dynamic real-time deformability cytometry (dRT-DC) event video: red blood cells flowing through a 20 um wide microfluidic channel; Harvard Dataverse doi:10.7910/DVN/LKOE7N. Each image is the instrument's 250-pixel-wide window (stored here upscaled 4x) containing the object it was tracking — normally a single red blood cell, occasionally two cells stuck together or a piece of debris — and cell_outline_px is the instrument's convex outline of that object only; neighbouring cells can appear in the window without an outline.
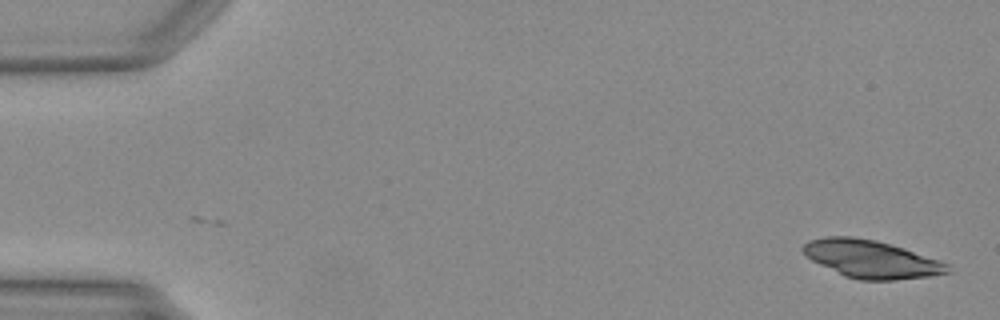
{"species": "Egyptian fruit bat (a non-hibernating species)", "species_latin": "Rousettus aegyptiacus", "temperature_condition": "warm", "stored_images_in_passage": 12, "camera_frame_rate_fps": 3000, "um_per_image_px": 0.085, "animal": {"sex": "female"}, "frame": {"image": 1, "passage_image": 1, "time_ms": 0.0, "image_size_px": [1000, 320], "cell_outline_px": [[952, 272], [928, 276], [892, 280], [860, 280], [844, 276], [804, 256], [804, 244], [808, 240], [824, 236], [852, 236], [876, 240], [892, 244], [904, 248], [948, 264]], "centroid_in_image_um": [74.03, 22.01], "position_along_channel_um": 11.0, "area_um2": 31.62}}